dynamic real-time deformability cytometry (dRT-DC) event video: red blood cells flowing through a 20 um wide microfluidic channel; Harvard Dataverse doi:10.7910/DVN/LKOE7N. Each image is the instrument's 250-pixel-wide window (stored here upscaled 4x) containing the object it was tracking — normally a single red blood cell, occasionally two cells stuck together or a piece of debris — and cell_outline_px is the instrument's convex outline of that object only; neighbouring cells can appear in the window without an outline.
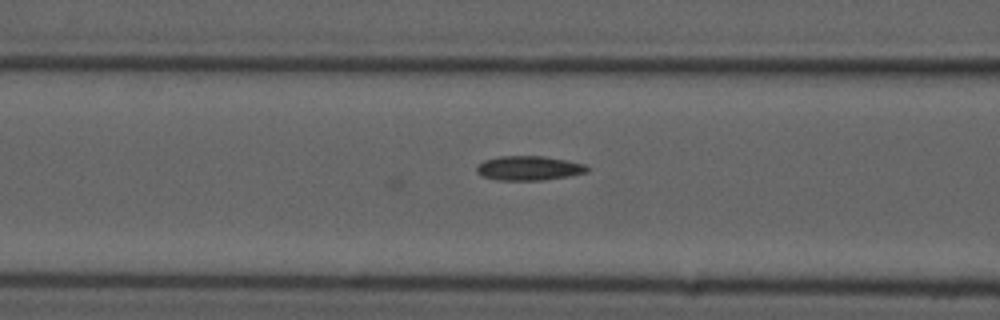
{"species": "common noctule bat (a hibernating species)", "species_latin": "Nyctalus noctula", "temperature_condition": "cold", "stored_images_in_passage": 46, "camera_frame_rate_fps": 3000, "um_per_image_px": 0.085, "animal": {"sex": "male", "forearm_length_mm": 52.5}, "frame": {"image": 1, "passage_image": 10, "time_ms": 3.0, "image_size_px": [1000, 320], "cell_outline_px": [[592, 168], [588, 172], [568, 176], [544, 180], [500, 180], [480, 176], [476, 172], [476, 168], [484, 160], [500, 156], [544, 156], [568, 160], [584, 164]], "centroid_in_image_um": [44.99, 14.29], "position_along_channel_um": 121.6, "area_um2": 15.84}}
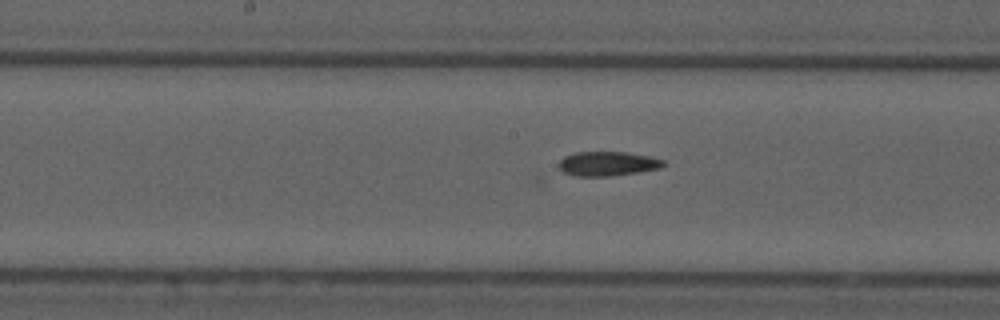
{"frame": {"image": 2, "passage_image": 16, "time_ms": 5.0, "image_size_px": [1000, 320], "cell_outline_px": [[668, 164], [660, 168], [636, 172], [608, 176], [576, 176], [564, 172], [560, 168], [560, 160], [564, 156], [576, 152], [628, 152], [652, 156], [664, 160]], "centroid_in_image_um": [51.7, 13.9], "position_along_channel_um": 196.5, "area_um2": 14.85}}
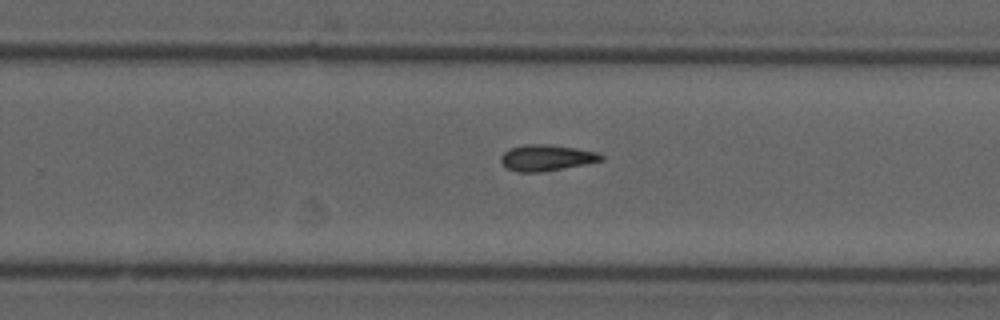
{"frame": {"image": 3, "passage_image": 23, "time_ms": 7.333, "image_size_px": [1000, 320], "cell_outline_px": [[604, 160], [588, 164], [540, 172], [516, 172], [508, 168], [500, 160], [500, 156], [508, 148], [524, 144], [548, 144], [576, 148], [596, 152], [604, 156]], "centroid_in_image_um": [46.45, 13.4], "position_along_channel_um": 283.3, "area_um2": 15.37}}